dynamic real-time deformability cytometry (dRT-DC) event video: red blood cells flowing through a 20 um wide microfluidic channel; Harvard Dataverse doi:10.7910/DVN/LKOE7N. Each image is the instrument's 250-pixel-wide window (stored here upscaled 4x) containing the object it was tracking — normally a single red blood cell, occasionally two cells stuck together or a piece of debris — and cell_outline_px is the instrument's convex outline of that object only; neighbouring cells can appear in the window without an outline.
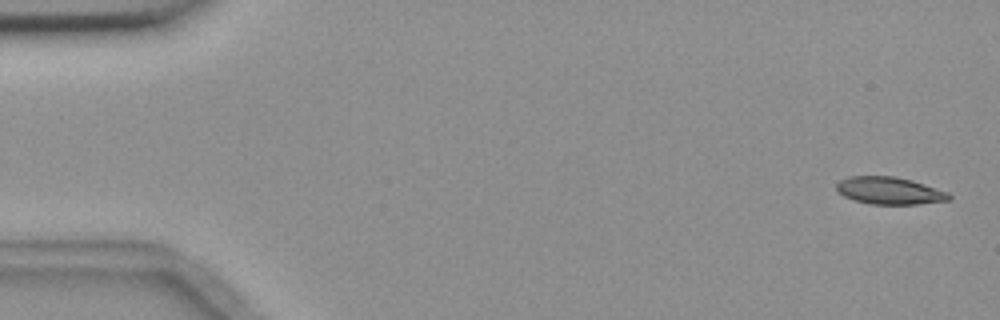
{"species": "common noctule bat (a hibernating species)", "species_latin": "Nyctalus noctula", "temperature_condition": "room temperature", "stored_images_in_passage": 5, "camera_frame_rate_fps": 3000, "um_per_image_px": 0.085, "animal": {"sex": "female", "body_mass_g": 18.4}, "frame": {"image": 1, "passage_image": 1, "time_ms": 0.0, "image_size_px": [1000, 320], "cell_outline_px": [[952, 200], [916, 204], [868, 204], [852, 200], [836, 192], [836, 184], [840, 180], [848, 176], [892, 176], [912, 180], [948, 192], [952, 196]], "centroid_in_image_um": [75.58, 16.21], "position_along_channel_um": 9.4, "area_um2": 18.09}}